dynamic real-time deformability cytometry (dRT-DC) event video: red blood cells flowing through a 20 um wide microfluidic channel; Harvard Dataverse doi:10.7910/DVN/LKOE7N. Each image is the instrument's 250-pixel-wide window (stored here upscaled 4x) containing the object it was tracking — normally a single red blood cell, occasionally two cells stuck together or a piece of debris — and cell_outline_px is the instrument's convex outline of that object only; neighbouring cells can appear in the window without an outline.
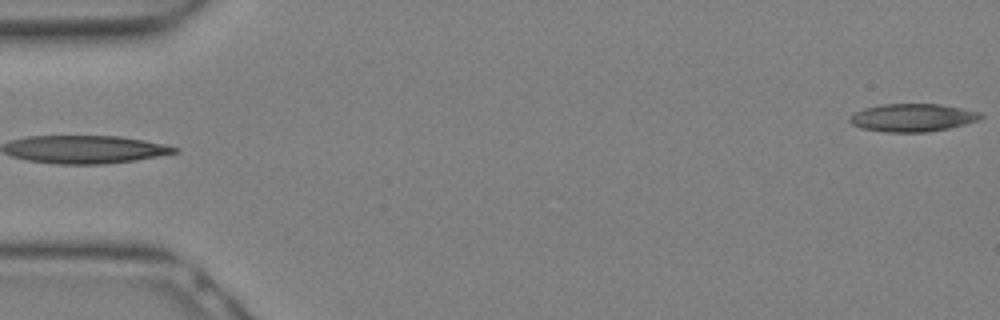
{"species": "Egyptian fruit bat (a non-hibernating species)", "species_latin": "Rousettus aegyptiacus", "temperature_condition": "warm", "stored_images_in_passage": 9, "segment_of_instrument_passage": [2, 2], "camera_frame_rate_fps": 3000, "um_per_image_px": 0.085, "animal": {"sex": "female"}, "frame": {"image": 1, "passage_image": 9, "time_ms": 2.667, "image_size_px": [1000, 320], "cell_outline_px": [[984, 116], [980, 120], [948, 128], [928, 132], [884, 132], [860, 128], [852, 124], [848, 120], [856, 112], [864, 108], [880, 104], [940, 104], [980, 112]], "centroid_in_image_um": [77.57, 10.0], "position_along_channel_um": 7.4, "area_um2": 21.27}}